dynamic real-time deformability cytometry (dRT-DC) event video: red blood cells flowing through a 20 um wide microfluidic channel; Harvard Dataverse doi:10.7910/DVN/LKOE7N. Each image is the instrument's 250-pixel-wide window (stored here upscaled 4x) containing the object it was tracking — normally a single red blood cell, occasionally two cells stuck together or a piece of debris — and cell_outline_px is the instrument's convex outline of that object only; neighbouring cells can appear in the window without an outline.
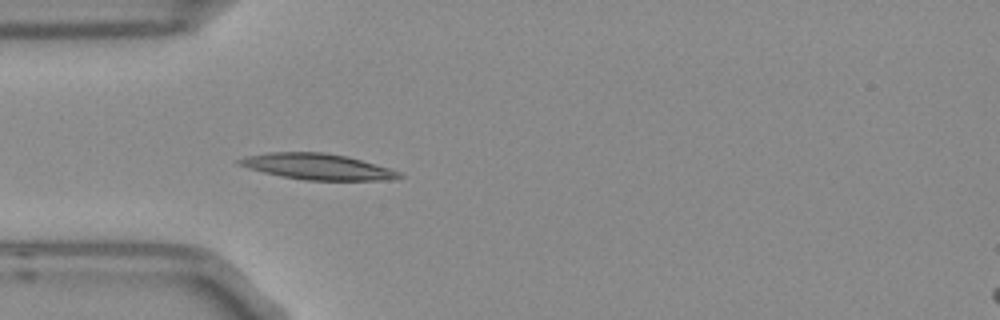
{"species": "Egyptian fruit bat (a non-hibernating species)", "species_latin": "Rousettus aegyptiacus", "temperature_condition": "room temperature", "stored_images_in_passage": 5, "camera_frame_rate_fps": 3000, "um_per_image_px": 0.085, "frame": {"image": 1, "passage_image": 5, "time_ms": 1.333, "image_size_px": [1000, 320], "cell_outline_px": [[404, 176], [396, 180], [304, 180], [264, 172], [248, 168], [236, 164], [236, 160], [244, 156], [268, 152], [324, 152], [348, 156], [388, 168], [400, 172]], "centroid_in_image_um": [26.97, 14.16], "position_along_channel_um": 58.0, "area_um2": 24.22}}